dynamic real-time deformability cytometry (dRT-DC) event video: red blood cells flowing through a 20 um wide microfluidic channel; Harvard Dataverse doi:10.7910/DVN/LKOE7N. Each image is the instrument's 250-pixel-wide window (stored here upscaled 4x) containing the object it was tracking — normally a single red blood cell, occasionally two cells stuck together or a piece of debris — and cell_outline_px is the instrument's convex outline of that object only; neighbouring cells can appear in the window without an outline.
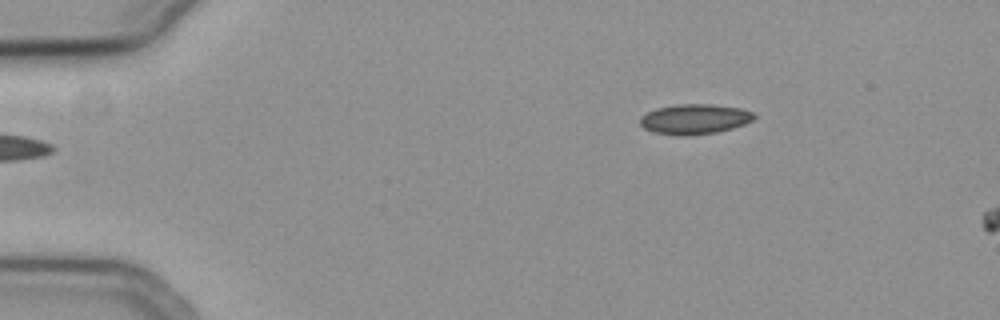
{"species": "common noctule bat (a hibernating species)", "species_latin": "Nyctalus noctula", "temperature_condition": "cold", "stored_images_in_passage": 3, "camera_frame_rate_fps": 3000, "um_per_image_px": 0.085, "animal": {"sex": "female", "body_mass_g": 19.3, "forearm_length_mm": 54.1}, "frame": {"image": 1, "passage_image": 1, "time_ms": 0.0, "image_size_px": [1000, 320], "cell_outline_px": [[756, 116], [752, 120], [744, 124], [732, 128], [716, 132], [684, 136], [680, 136], [652, 132], [644, 128], [640, 124], [640, 116], [656, 108], [676, 104], [712, 104], [740, 108], [752, 112]], "centroid_in_image_um": [59.01, 10.12], "position_along_channel_um": 26.0, "area_um2": 20.0}}